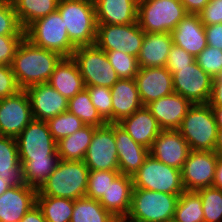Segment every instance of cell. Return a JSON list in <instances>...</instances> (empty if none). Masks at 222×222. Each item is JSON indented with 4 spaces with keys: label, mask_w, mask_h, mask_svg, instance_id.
I'll use <instances>...</instances> for the list:
<instances>
[{
    "label": "cell",
    "mask_w": 222,
    "mask_h": 222,
    "mask_svg": "<svg viewBox=\"0 0 222 222\" xmlns=\"http://www.w3.org/2000/svg\"><path fill=\"white\" fill-rule=\"evenodd\" d=\"M72 58L78 65L85 86L111 88L120 79L111 66L106 52L95 44L76 47Z\"/></svg>",
    "instance_id": "9"
},
{
    "label": "cell",
    "mask_w": 222,
    "mask_h": 222,
    "mask_svg": "<svg viewBox=\"0 0 222 222\" xmlns=\"http://www.w3.org/2000/svg\"><path fill=\"white\" fill-rule=\"evenodd\" d=\"M62 58L57 52L37 47L24 38L10 66L18 86L26 89L34 84L47 83Z\"/></svg>",
    "instance_id": "1"
},
{
    "label": "cell",
    "mask_w": 222,
    "mask_h": 222,
    "mask_svg": "<svg viewBox=\"0 0 222 222\" xmlns=\"http://www.w3.org/2000/svg\"><path fill=\"white\" fill-rule=\"evenodd\" d=\"M37 189L27 184L11 186L0 196V222H19L36 204Z\"/></svg>",
    "instance_id": "20"
},
{
    "label": "cell",
    "mask_w": 222,
    "mask_h": 222,
    "mask_svg": "<svg viewBox=\"0 0 222 222\" xmlns=\"http://www.w3.org/2000/svg\"><path fill=\"white\" fill-rule=\"evenodd\" d=\"M195 61V57L188 52H186L183 48L172 45L168 59L166 62V68L171 72H176V68H184L187 65L192 64Z\"/></svg>",
    "instance_id": "45"
},
{
    "label": "cell",
    "mask_w": 222,
    "mask_h": 222,
    "mask_svg": "<svg viewBox=\"0 0 222 222\" xmlns=\"http://www.w3.org/2000/svg\"><path fill=\"white\" fill-rule=\"evenodd\" d=\"M85 88L88 90L92 104L100 116L107 123H112L111 89L103 86H85Z\"/></svg>",
    "instance_id": "41"
},
{
    "label": "cell",
    "mask_w": 222,
    "mask_h": 222,
    "mask_svg": "<svg viewBox=\"0 0 222 222\" xmlns=\"http://www.w3.org/2000/svg\"><path fill=\"white\" fill-rule=\"evenodd\" d=\"M145 32L138 21L133 24H98L95 45L106 51H122L139 56Z\"/></svg>",
    "instance_id": "10"
},
{
    "label": "cell",
    "mask_w": 222,
    "mask_h": 222,
    "mask_svg": "<svg viewBox=\"0 0 222 222\" xmlns=\"http://www.w3.org/2000/svg\"><path fill=\"white\" fill-rule=\"evenodd\" d=\"M117 124L122 127L136 143L148 149L162 131L158 121L146 106L135 111L129 117L122 119Z\"/></svg>",
    "instance_id": "23"
},
{
    "label": "cell",
    "mask_w": 222,
    "mask_h": 222,
    "mask_svg": "<svg viewBox=\"0 0 222 222\" xmlns=\"http://www.w3.org/2000/svg\"><path fill=\"white\" fill-rule=\"evenodd\" d=\"M96 128L85 125L72 135L60 139L56 144L59 159L83 161Z\"/></svg>",
    "instance_id": "30"
},
{
    "label": "cell",
    "mask_w": 222,
    "mask_h": 222,
    "mask_svg": "<svg viewBox=\"0 0 222 222\" xmlns=\"http://www.w3.org/2000/svg\"><path fill=\"white\" fill-rule=\"evenodd\" d=\"M133 188L180 195L185 191L181 170L160 162L150 154L139 170L131 176Z\"/></svg>",
    "instance_id": "8"
},
{
    "label": "cell",
    "mask_w": 222,
    "mask_h": 222,
    "mask_svg": "<svg viewBox=\"0 0 222 222\" xmlns=\"http://www.w3.org/2000/svg\"><path fill=\"white\" fill-rule=\"evenodd\" d=\"M46 123L51 135L56 142L62 138L72 135L74 132L85 126L80 118L70 113L69 111L47 119Z\"/></svg>",
    "instance_id": "37"
},
{
    "label": "cell",
    "mask_w": 222,
    "mask_h": 222,
    "mask_svg": "<svg viewBox=\"0 0 222 222\" xmlns=\"http://www.w3.org/2000/svg\"><path fill=\"white\" fill-rule=\"evenodd\" d=\"M212 186L218 189H222V156H218L215 177Z\"/></svg>",
    "instance_id": "52"
},
{
    "label": "cell",
    "mask_w": 222,
    "mask_h": 222,
    "mask_svg": "<svg viewBox=\"0 0 222 222\" xmlns=\"http://www.w3.org/2000/svg\"><path fill=\"white\" fill-rule=\"evenodd\" d=\"M59 160L57 150L47 159H20L25 183L38 190L50 177Z\"/></svg>",
    "instance_id": "31"
},
{
    "label": "cell",
    "mask_w": 222,
    "mask_h": 222,
    "mask_svg": "<svg viewBox=\"0 0 222 222\" xmlns=\"http://www.w3.org/2000/svg\"><path fill=\"white\" fill-rule=\"evenodd\" d=\"M1 35H25L14 6L0 4V36Z\"/></svg>",
    "instance_id": "43"
},
{
    "label": "cell",
    "mask_w": 222,
    "mask_h": 222,
    "mask_svg": "<svg viewBox=\"0 0 222 222\" xmlns=\"http://www.w3.org/2000/svg\"><path fill=\"white\" fill-rule=\"evenodd\" d=\"M68 100L85 88L77 63L72 57H63L47 82Z\"/></svg>",
    "instance_id": "28"
},
{
    "label": "cell",
    "mask_w": 222,
    "mask_h": 222,
    "mask_svg": "<svg viewBox=\"0 0 222 222\" xmlns=\"http://www.w3.org/2000/svg\"><path fill=\"white\" fill-rule=\"evenodd\" d=\"M114 136L117 148L120 174L132 176L143 165L149 149L136 143L117 123H114Z\"/></svg>",
    "instance_id": "21"
},
{
    "label": "cell",
    "mask_w": 222,
    "mask_h": 222,
    "mask_svg": "<svg viewBox=\"0 0 222 222\" xmlns=\"http://www.w3.org/2000/svg\"><path fill=\"white\" fill-rule=\"evenodd\" d=\"M10 187L11 185L5 179L0 178V196Z\"/></svg>",
    "instance_id": "55"
},
{
    "label": "cell",
    "mask_w": 222,
    "mask_h": 222,
    "mask_svg": "<svg viewBox=\"0 0 222 222\" xmlns=\"http://www.w3.org/2000/svg\"><path fill=\"white\" fill-rule=\"evenodd\" d=\"M210 0H180L188 14H198Z\"/></svg>",
    "instance_id": "51"
},
{
    "label": "cell",
    "mask_w": 222,
    "mask_h": 222,
    "mask_svg": "<svg viewBox=\"0 0 222 222\" xmlns=\"http://www.w3.org/2000/svg\"><path fill=\"white\" fill-rule=\"evenodd\" d=\"M19 159H47L56 150L57 142L46 121L33 119L16 137Z\"/></svg>",
    "instance_id": "14"
},
{
    "label": "cell",
    "mask_w": 222,
    "mask_h": 222,
    "mask_svg": "<svg viewBox=\"0 0 222 222\" xmlns=\"http://www.w3.org/2000/svg\"><path fill=\"white\" fill-rule=\"evenodd\" d=\"M219 156H222V129L217 130V140L214 150Z\"/></svg>",
    "instance_id": "54"
},
{
    "label": "cell",
    "mask_w": 222,
    "mask_h": 222,
    "mask_svg": "<svg viewBox=\"0 0 222 222\" xmlns=\"http://www.w3.org/2000/svg\"><path fill=\"white\" fill-rule=\"evenodd\" d=\"M187 14L180 0H138L137 21L144 32L171 33Z\"/></svg>",
    "instance_id": "7"
},
{
    "label": "cell",
    "mask_w": 222,
    "mask_h": 222,
    "mask_svg": "<svg viewBox=\"0 0 222 222\" xmlns=\"http://www.w3.org/2000/svg\"><path fill=\"white\" fill-rule=\"evenodd\" d=\"M135 81L143 106L174 92L172 73L166 67L139 68Z\"/></svg>",
    "instance_id": "18"
},
{
    "label": "cell",
    "mask_w": 222,
    "mask_h": 222,
    "mask_svg": "<svg viewBox=\"0 0 222 222\" xmlns=\"http://www.w3.org/2000/svg\"><path fill=\"white\" fill-rule=\"evenodd\" d=\"M33 119L25 89L0 99V135L16 138Z\"/></svg>",
    "instance_id": "15"
},
{
    "label": "cell",
    "mask_w": 222,
    "mask_h": 222,
    "mask_svg": "<svg viewBox=\"0 0 222 222\" xmlns=\"http://www.w3.org/2000/svg\"><path fill=\"white\" fill-rule=\"evenodd\" d=\"M180 195L133 188L126 222H171Z\"/></svg>",
    "instance_id": "4"
},
{
    "label": "cell",
    "mask_w": 222,
    "mask_h": 222,
    "mask_svg": "<svg viewBox=\"0 0 222 222\" xmlns=\"http://www.w3.org/2000/svg\"><path fill=\"white\" fill-rule=\"evenodd\" d=\"M173 44L196 57L206 46L205 26L198 14H187L171 32Z\"/></svg>",
    "instance_id": "22"
},
{
    "label": "cell",
    "mask_w": 222,
    "mask_h": 222,
    "mask_svg": "<svg viewBox=\"0 0 222 222\" xmlns=\"http://www.w3.org/2000/svg\"><path fill=\"white\" fill-rule=\"evenodd\" d=\"M20 90L11 66L0 64V99L14 95Z\"/></svg>",
    "instance_id": "46"
},
{
    "label": "cell",
    "mask_w": 222,
    "mask_h": 222,
    "mask_svg": "<svg viewBox=\"0 0 222 222\" xmlns=\"http://www.w3.org/2000/svg\"><path fill=\"white\" fill-rule=\"evenodd\" d=\"M83 161L89 170L119 171L114 123L95 129Z\"/></svg>",
    "instance_id": "12"
},
{
    "label": "cell",
    "mask_w": 222,
    "mask_h": 222,
    "mask_svg": "<svg viewBox=\"0 0 222 222\" xmlns=\"http://www.w3.org/2000/svg\"><path fill=\"white\" fill-rule=\"evenodd\" d=\"M25 38L33 45L72 57L76 47L70 42L67 29L58 11L35 20L25 29Z\"/></svg>",
    "instance_id": "6"
},
{
    "label": "cell",
    "mask_w": 222,
    "mask_h": 222,
    "mask_svg": "<svg viewBox=\"0 0 222 222\" xmlns=\"http://www.w3.org/2000/svg\"><path fill=\"white\" fill-rule=\"evenodd\" d=\"M117 222H126L125 220H118Z\"/></svg>",
    "instance_id": "57"
},
{
    "label": "cell",
    "mask_w": 222,
    "mask_h": 222,
    "mask_svg": "<svg viewBox=\"0 0 222 222\" xmlns=\"http://www.w3.org/2000/svg\"><path fill=\"white\" fill-rule=\"evenodd\" d=\"M207 45L222 50V23L205 26Z\"/></svg>",
    "instance_id": "48"
},
{
    "label": "cell",
    "mask_w": 222,
    "mask_h": 222,
    "mask_svg": "<svg viewBox=\"0 0 222 222\" xmlns=\"http://www.w3.org/2000/svg\"><path fill=\"white\" fill-rule=\"evenodd\" d=\"M215 115L217 129H222V106H211Z\"/></svg>",
    "instance_id": "53"
},
{
    "label": "cell",
    "mask_w": 222,
    "mask_h": 222,
    "mask_svg": "<svg viewBox=\"0 0 222 222\" xmlns=\"http://www.w3.org/2000/svg\"><path fill=\"white\" fill-rule=\"evenodd\" d=\"M97 24L137 22L138 0H94Z\"/></svg>",
    "instance_id": "27"
},
{
    "label": "cell",
    "mask_w": 222,
    "mask_h": 222,
    "mask_svg": "<svg viewBox=\"0 0 222 222\" xmlns=\"http://www.w3.org/2000/svg\"><path fill=\"white\" fill-rule=\"evenodd\" d=\"M111 66L119 78L135 79L139 66L138 59L122 51H106Z\"/></svg>",
    "instance_id": "39"
},
{
    "label": "cell",
    "mask_w": 222,
    "mask_h": 222,
    "mask_svg": "<svg viewBox=\"0 0 222 222\" xmlns=\"http://www.w3.org/2000/svg\"><path fill=\"white\" fill-rule=\"evenodd\" d=\"M218 156L215 151L190 150L181 168L185 191L212 187Z\"/></svg>",
    "instance_id": "13"
},
{
    "label": "cell",
    "mask_w": 222,
    "mask_h": 222,
    "mask_svg": "<svg viewBox=\"0 0 222 222\" xmlns=\"http://www.w3.org/2000/svg\"><path fill=\"white\" fill-rule=\"evenodd\" d=\"M196 192L201 197L204 222H222V189L212 186Z\"/></svg>",
    "instance_id": "38"
},
{
    "label": "cell",
    "mask_w": 222,
    "mask_h": 222,
    "mask_svg": "<svg viewBox=\"0 0 222 222\" xmlns=\"http://www.w3.org/2000/svg\"><path fill=\"white\" fill-rule=\"evenodd\" d=\"M17 0H0V4L14 6Z\"/></svg>",
    "instance_id": "56"
},
{
    "label": "cell",
    "mask_w": 222,
    "mask_h": 222,
    "mask_svg": "<svg viewBox=\"0 0 222 222\" xmlns=\"http://www.w3.org/2000/svg\"><path fill=\"white\" fill-rule=\"evenodd\" d=\"M132 190V177L119 174L99 202L115 218L125 220L131 208Z\"/></svg>",
    "instance_id": "24"
},
{
    "label": "cell",
    "mask_w": 222,
    "mask_h": 222,
    "mask_svg": "<svg viewBox=\"0 0 222 222\" xmlns=\"http://www.w3.org/2000/svg\"><path fill=\"white\" fill-rule=\"evenodd\" d=\"M25 35L0 36V64L10 66Z\"/></svg>",
    "instance_id": "44"
},
{
    "label": "cell",
    "mask_w": 222,
    "mask_h": 222,
    "mask_svg": "<svg viewBox=\"0 0 222 222\" xmlns=\"http://www.w3.org/2000/svg\"><path fill=\"white\" fill-rule=\"evenodd\" d=\"M25 90L35 120L46 121L67 111L68 99L48 83L34 84Z\"/></svg>",
    "instance_id": "16"
},
{
    "label": "cell",
    "mask_w": 222,
    "mask_h": 222,
    "mask_svg": "<svg viewBox=\"0 0 222 222\" xmlns=\"http://www.w3.org/2000/svg\"><path fill=\"white\" fill-rule=\"evenodd\" d=\"M110 212L95 199L83 197L74 200L70 222H117Z\"/></svg>",
    "instance_id": "33"
},
{
    "label": "cell",
    "mask_w": 222,
    "mask_h": 222,
    "mask_svg": "<svg viewBox=\"0 0 222 222\" xmlns=\"http://www.w3.org/2000/svg\"><path fill=\"white\" fill-rule=\"evenodd\" d=\"M193 104L175 92L146 105L156 118L162 130H177Z\"/></svg>",
    "instance_id": "19"
},
{
    "label": "cell",
    "mask_w": 222,
    "mask_h": 222,
    "mask_svg": "<svg viewBox=\"0 0 222 222\" xmlns=\"http://www.w3.org/2000/svg\"><path fill=\"white\" fill-rule=\"evenodd\" d=\"M60 0H17L14 8L25 30L31 23L57 11Z\"/></svg>",
    "instance_id": "32"
},
{
    "label": "cell",
    "mask_w": 222,
    "mask_h": 222,
    "mask_svg": "<svg viewBox=\"0 0 222 222\" xmlns=\"http://www.w3.org/2000/svg\"><path fill=\"white\" fill-rule=\"evenodd\" d=\"M89 169L84 161L59 160L50 177L37 190L36 196L83 198L87 192Z\"/></svg>",
    "instance_id": "2"
},
{
    "label": "cell",
    "mask_w": 222,
    "mask_h": 222,
    "mask_svg": "<svg viewBox=\"0 0 222 222\" xmlns=\"http://www.w3.org/2000/svg\"><path fill=\"white\" fill-rule=\"evenodd\" d=\"M173 90L192 104L209 103L213 78L206 73L196 60L184 68H176L172 73Z\"/></svg>",
    "instance_id": "11"
},
{
    "label": "cell",
    "mask_w": 222,
    "mask_h": 222,
    "mask_svg": "<svg viewBox=\"0 0 222 222\" xmlns=\"http://www.w3.org/2000/svg\"><path fill=\"white\" fill-rule=\"evenodd\" d=\"M119 174V171L90 170L85 197L99 201L103 193H106L110 183H112Z\"/></svg>",
    "instance_id": "40"
},
{
    "label": "cell",
    "mask_w": 222,
    "mask_h": 222,
    "mask_svg": "<svg viewBox=\"0 0 222 222\" xmlns=\"http://www.w3.org/2000/svg\"><path fill=\"white\" fill-rule=\"evenodd\" d=\"M57 11L61 14L70 42L75 47L95 44L98 24L94 1L60 0Z\"/></svg>",
    "instance_id": "3"
},
{
    "label": "cell",
    "mask_w": 222,
    "mask_h": 222,
    "mask_svg": "<svg viewBox=\"0 0 222 222\" xmlns=\"http://www.w3.org/2000/svg\"><path fill=\"white\" fill-rule=\"evenodd\" d=\"M19 222H47L37 203L31 207Z\"/></svg>",
    "instance_id": "50"
},
{
    "label": "cell",
    "mask_w": 222,
    "mask_h": 222,
    "mask_svg": "<svg viewBox=\"0 0 222 222\" xmlns=\"http://www.w3.org/2000/svg\"><path fill=\"white\" fill-rule=\"evenodd\" d=\"M210 106H222V72L213 79Z\"/></svg>",
    "instance_id": "49"
},
{
    "label": "cell",
    "mask_w": 222,
    "mask_h": 222,
    "mask_svg": "<svg viewBox=\"0 0 222 222\" xmlns=\"http://www.w3.org/2000/svg\"><path fill=\"white\" fill-rule=\"evenodd\" d=\"M36 203L47 222H70L74 200L62 197L36 196Z\"/></svg>",
    "instance_id": "34"
},
{
    "label": "cell",
    "mask_w": 222,
    "mask_h": 222,
    "mask_svg": "<svg viewBox=\"0 0 222 222\" xmlns=\"http://www.w3.org/2000/svg\"><path fill=\"white\" fill-rule=\"evenodd\" d=\"M198 15L204 26L222 23V0H210Z\"/></svg>",
    "instance_id": "47"
},
{
    "label": "cell",
    "mask_w": 222,
    "mask_h": 222,
    "mask_svg": "<svg viewBox=\"0 0 222 222\" xmlns=\"http://www.w3.org/2000/svg\"><path fill=\"white\" fill-rule=\"evenodd\" d=\"M110 89L112 123H119L143 107L135 79L120 78Z\"/></svg>",
    "instance_id": "25"
},
{
    "label": "cell",
    "mask_w": 222,
    "mask_h": 222,
    "mask_svg": "<svg viewBox=\"0 0 222 222\" xmlns=\"http://www.w3.org/2000/svg\"><path fill=\"white\" fill-rule=\"evenodd\" d=\"M0 178L11 186L25 183L16 138L0 135Z\"/></svg>",
    "instance_id": "29"
},
{
    "label": "cell",
    "mask_w": 222,
    "mask_h": 222,
    "mask_svg": "<svg viewBox=\"0 0 222 222\" xmlns=\"http://www.w3.org/2000/svg\"><path fill=\"white\" fill-rule=\"evenodd\" d=\"M173 222H204L201 197L196 191H184L180 194Z\"/></svg>",
    "instance_id": "36"
},
{
    "label": "cell",
    "mask_w": 222,
    "mask_h": 222,
    "mask_svg": "<svg viewBox=\"0 0 222 222\" xmlns=\"http://www.w3.org/2000/svg\"><path fill=\"white\" fill-rule=\"evenodd\" d=\"M67 111L80 118L85 125L101 127L107 124L92 104L86 88L68 100Z\"/></svg>",
    "instance_id": "35"
},
{
    "label": "cell",
    "mask_w": 222,
    "mask_h": 222,
    "mask_svg": "<svg viewBox=\"0 0 222 222\" xmlns=\"http://www.w3.org/2000/svg\"><path fill=\"white\" fill-rule=\"evenodd\" d=\"M173 45L171 33L145 32L138 56L139 68L166 67L169 51Z\"/></svg>",
    "instance_id": "26"
},
{
    "label": "cell",
    "mask_w": 222,
    "mask_h": 222,
    "mask_svg": "<svg viewBox=\"0 0 222 222\" xmlns=\"http://www.w3.org/2000/svg\"><path fill=\"white\" fill-rule=\"evenodd\" d=\"M190 147L178 130H162L149 148V154L168 166L181 170Z\"/></svg>",
    "instance_id": "17"
},
{
    "label": "cell",
    "mask_w": 222,
    "mask_h": 222,
    "mask_svg": "<svg viewBox=\"0 0 222 222\" xmlns=\"http://www.w3.org/2000/svg\"><path fill=\"white\" fill-rule=\"evenodd\" d=\"M197 64L215 79L222 72V50L207 45L196 57Z\"/></svg>",
    "instance_id": "42"
},
{
    "label": "cell",
    "mask_w": 222,
    "mask_h": 222,
    "mask_svg": "<svg viewBox=\"0 0 222 222\" xmlns=\"http://www.w3.org/2000/svg\"><path fill=\"white\" fill-rule=\"evenodd\" d=\"M177 130L187 141L190 150H215L218 129L214 112L208 103L193 104Z\"/></svg>",
    "instance_id": "5"
}]
</instances>
